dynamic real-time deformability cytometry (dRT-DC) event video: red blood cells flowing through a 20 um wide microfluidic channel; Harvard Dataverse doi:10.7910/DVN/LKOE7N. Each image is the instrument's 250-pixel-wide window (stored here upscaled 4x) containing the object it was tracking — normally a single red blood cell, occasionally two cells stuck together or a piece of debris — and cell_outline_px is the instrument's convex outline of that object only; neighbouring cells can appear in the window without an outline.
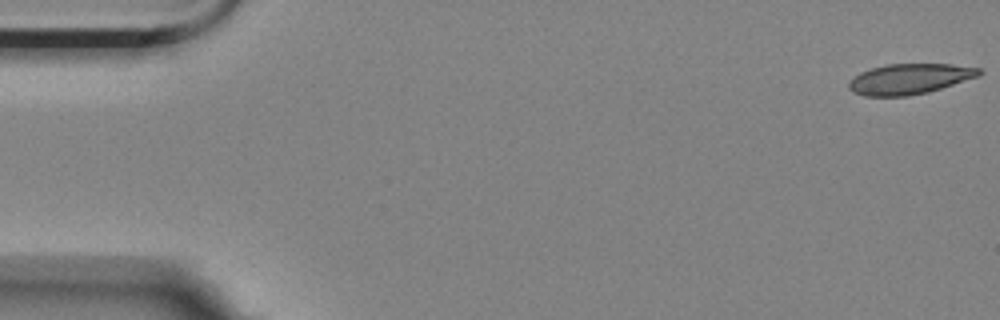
{"species": "Egyptian fruit bat (a non-hibernating species)", "species_latin": "Rousettus aegyptiacus", "temperature_condition": "room temperature", "stored_images_in_passage": 5, "camera_frame_rate_fps": 3000, "um_per_image_px": 0.085, "animal": {"sex": "female"}, "frame": {"image": 1, "passage_image": 1, "time_ms": 0.0, "image_size_px": [1000, 320], "cell_outline_px": [[984, 72], [980, 76], [928, 92], [908, 96], [864, 96], [852, 92], [848, 88], [848, 80], [860, 72], [872, 68], [888, 64], [952, 64], [980, 68]], "centroid_in_image_um": [77.3, 6.71], "position_along_channel_um": 7.7, "area_um2": 23.29}}